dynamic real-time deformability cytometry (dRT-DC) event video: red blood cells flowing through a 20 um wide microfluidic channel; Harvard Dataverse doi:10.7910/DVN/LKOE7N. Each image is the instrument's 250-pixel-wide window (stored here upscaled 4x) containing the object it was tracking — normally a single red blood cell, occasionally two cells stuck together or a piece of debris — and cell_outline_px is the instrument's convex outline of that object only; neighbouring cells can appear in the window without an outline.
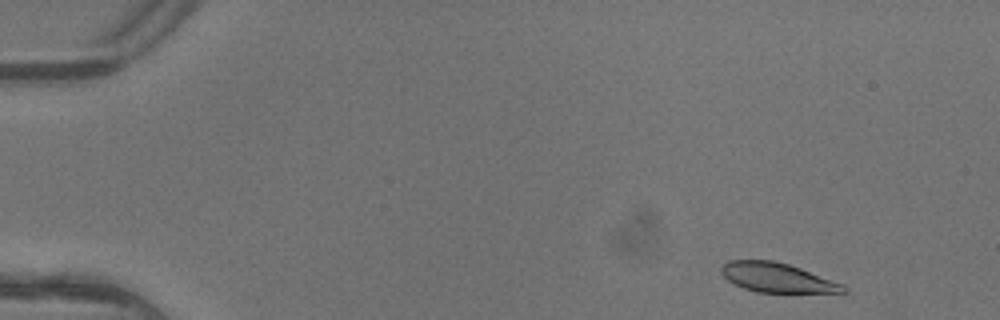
{"species": "common noctule bat (a hibernating species)", "species_latin": "Nyctalus noctula", "temperature_condition": "warm", "stored_images_in_passage": 4, "camera_frame_rate_fps": 3000, "um_per_image_px": 0.085, "animal": {"sex": "female"}, "frame": {"image": 1, "passage_image": 1, "time_ms": 0.0, "image_size_px": [1000, 320], "cell_outline_px": [[848, 292], [756, 292], [732, 284], [720, 272], [720, 268], [728, 260], [772, 260], [788, 264], [800, 268], [844, 284], [848, 288]], "centroid_in_image_um": [66.04, 23.59], "position_along_channel_um": 19.0, "area_um2": 20.87}}
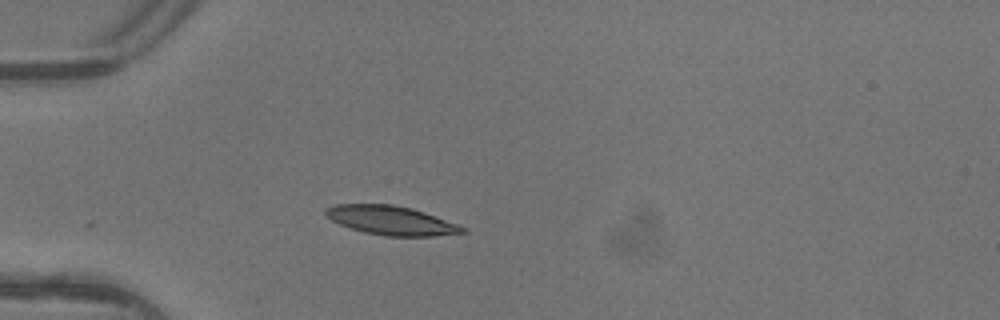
{"frame": {"image": 2, "passage_image": 3, "time_ms": 0.667, "image_size_px": [1000, 320], "cell_outline_px": [[468, 232], [432, 236], [384, 236], [364, 232], [340, 224], [324, 216], [324, 208], [336, 204], [392, 204], [412, 208], [424, 212], [468, 228]], "centroid_in_image_um": [33.23, 18.73], "position_along_channel_um": 51.8, "area_um2": 23.18}}